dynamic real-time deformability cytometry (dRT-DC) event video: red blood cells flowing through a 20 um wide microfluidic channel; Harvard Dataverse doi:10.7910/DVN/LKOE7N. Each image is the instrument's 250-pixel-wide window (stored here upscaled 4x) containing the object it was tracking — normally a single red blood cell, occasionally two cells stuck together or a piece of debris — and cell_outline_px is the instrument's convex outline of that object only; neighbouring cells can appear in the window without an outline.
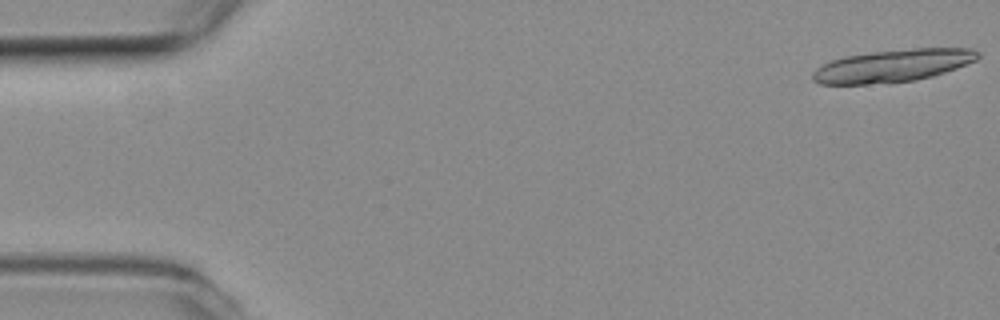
{"species": "common noctule bat (a hibernating species)", "species_latin": "Nyctalus noctula", "temperature_condition": "room temperature", "stored_images_in_passage": 20, "camera_frame_rate_fps": 3000, "um_per_image_px": 0.085, "animal": {"sex": "female", "body_mass_g": 19.3, "forearm_length_mm": 54.1}, "frame": {"image": 1, "passage_image": 1, "time_ms": 0.0, "image_size_px": [1000, 320], "cell_outline_px": [[980, 56], [976, 60], [956, 68], [932, 76], [916, 80], [864, 84], [820, 84], [812, 80], [812, 72], [816, 68], [832, 60], [844, 56], [876, 52], [912, 48], [972, 48], [980, 52]], "centroid_in_image_um": [75.89, 5.58], "position_along_channel_um": 9.1, "area_um2": 31.04}}